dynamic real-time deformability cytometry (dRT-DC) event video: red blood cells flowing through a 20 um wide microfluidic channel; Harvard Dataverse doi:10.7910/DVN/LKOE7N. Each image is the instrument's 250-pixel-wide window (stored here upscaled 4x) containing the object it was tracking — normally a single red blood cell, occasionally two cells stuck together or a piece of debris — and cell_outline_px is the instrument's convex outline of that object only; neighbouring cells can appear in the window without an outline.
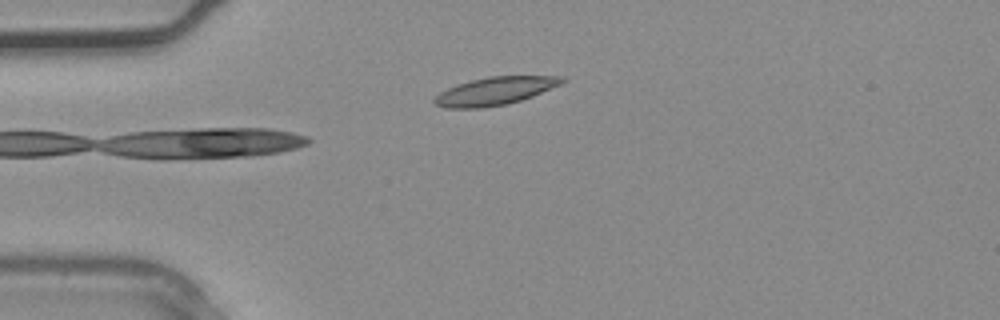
{"species": "common noctule bat (a hibernating species)", "species_latin": "Nyctalus noctula", "temperature_condition": "warm", "stored_images_in_passage": 2, "camera_frame_rate_fps": 3000, "um_per_image_px": 0.085, "animal": {"sex": "male", "body_mass_g": 20.4}, "frame": {"image": 1, "passage_image": 1, "time_ms": 0.0, "image_size_px": [1000, 320], "cell_outline_px": [[568, 80], [560, 84], [532, 96], [508, 104], [484, 108], [444, 108], [436, 104], [432, 100], [440, 92], [448, 88], [472, 80], [488, 76], [564, 76]], "centroid_in_image_um": [42.08, 7.74], "position_along_channel_um": 42.9, "area_um2": 20.63}}
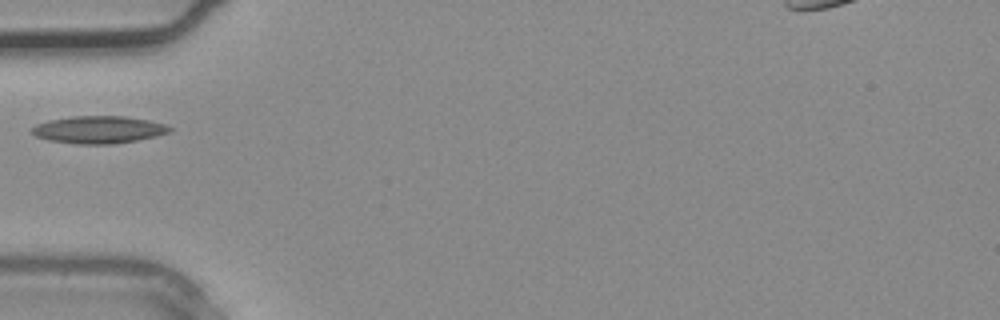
{"frame": {"image": 2, "passage_image": 2, "time_ms": 0.333, "image_size_px": [1000, 320], "cell_outline_px": [[172, 128], [168, 132], [156, 136], [136, 140], [112, 144], [80, 144], [48, 140], [36, 136], [32, 132], [32, 128], [36, 124], [48, 120], [72, 116], [124, 116], [148, 120], [164, 124]], "centroid_in_image_um": [8.36, 11.02], "position_along_channel_um": 76.6, "area_um2": 21.79}}